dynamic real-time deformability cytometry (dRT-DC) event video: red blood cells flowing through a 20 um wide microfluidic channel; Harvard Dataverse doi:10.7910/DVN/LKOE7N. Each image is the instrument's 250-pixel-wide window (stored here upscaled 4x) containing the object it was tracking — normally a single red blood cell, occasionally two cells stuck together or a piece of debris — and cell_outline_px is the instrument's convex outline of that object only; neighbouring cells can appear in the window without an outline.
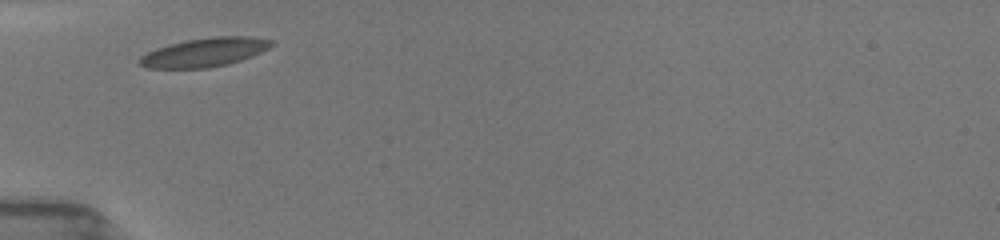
{"species": "common noctule bat (a hibernating species)", "species_latin": "Nyctalus noctula", "temperature_condition": "room temperature", "stored_images_in_passage": 10, "camera_frame_rate_fps": 3000, "um_per_image_px": 0.085, "animal": {"sex": "female", "body_mass_g": 19.5, "forearm_length_mm": 54.1}, "frame": {"image": 1, "passage_image": 1, "time_ms": 0.0, "image_size_px": [1000, 240], "cell_outline_px": [[276, 44], [252, 56], [228, 64], [208, 68], [148, 68], [140, 64], [136, 60], [140, 56], [156, 48], [168, 44], [184, 40], [212, 36], [252, 36], [272, 40]], "centroid_in_image_um": [17.39, 4.43], "position_along_channel_um": 67.6, "area_um2": 22.37}}
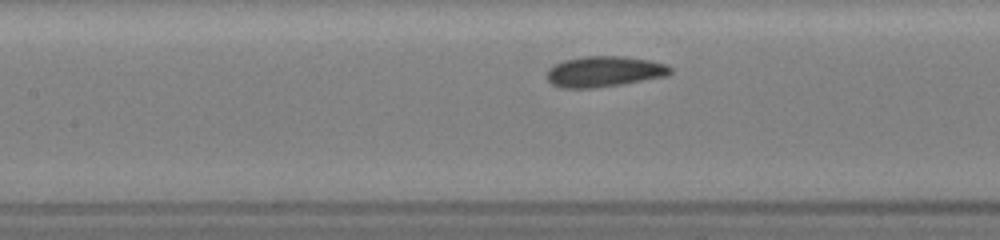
{"frame": {"image": 2, "passage_image": 6, "time_ms": 2.333, "image_size_px": [1000, 240], "cell_outline_px": [[672, 72], [668, 76], [624, 84], [592, 88], [560, 88], [552, 84], [548, 80], [548, 68], [564, 60], [584, 56], [624, 56], [648, 60], [668, 64], [672, 68]], "centroid_in_image_um": [51.4, 6.08], "position_along_channel_um": 156.0, "area_um2": 22.25}}
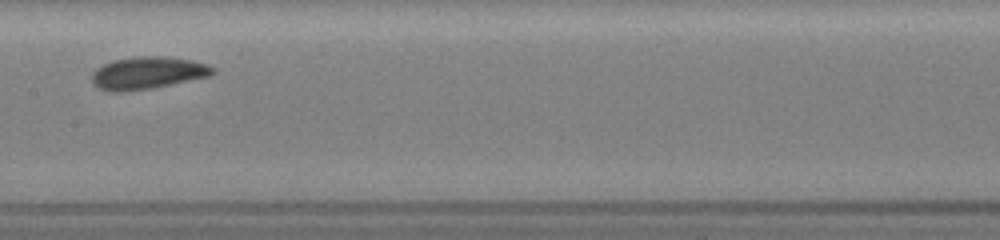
{"frame": {"image": 3, "passage_image": 9, "time_ms": 3.333, "image_size_px": [1000, 240], "cell_outline_px": [[216, 72], [208, 76], [148, 88], [124, 92], [108, 92], [92, 84], [92, 72], [96, 68], [104, 64], [116, 60], [136, 56], [164, 56], [192, 60], [208, 64], [216, 68]], "centroid_in_image_um": [12.53, 6.19], "position_along_channel_um": 194.9, "area_um2": 22.6}}